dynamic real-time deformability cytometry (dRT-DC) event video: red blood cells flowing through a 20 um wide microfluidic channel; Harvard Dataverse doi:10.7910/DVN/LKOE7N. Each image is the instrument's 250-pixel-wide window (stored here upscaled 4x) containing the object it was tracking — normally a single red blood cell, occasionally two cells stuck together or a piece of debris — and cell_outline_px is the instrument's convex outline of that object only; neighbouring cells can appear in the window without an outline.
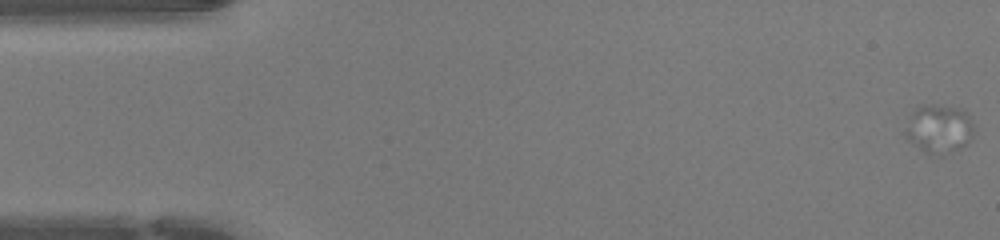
{"species": "human", "species_latin": "Homo sapiens", "temperature_condition": "warm", "stored_images_in_passage": 12, "camera_frame_rate_fps": 3000, "um_per_image_px": 0.085, "donor": {"sex": "female"}, "frame": {"image": 1, "passage_image": 1, "time_ms": 0.0, "image_size_px": [1000, 240], "cell_outline_px": [[972, 136], [968, 144], [960, 148], [940, 156], [928, 152], [920, 148], [908, 140], [904, 136], [904, 128], [908, 116], [912, 108], [920, 104], [936, 104], [964, 108], [968, 112], [972, 124]], "centroid_in_image_um": [79.78, 10.89], "position_along_channel_um": 5.2, "area_um2": 20.0}}